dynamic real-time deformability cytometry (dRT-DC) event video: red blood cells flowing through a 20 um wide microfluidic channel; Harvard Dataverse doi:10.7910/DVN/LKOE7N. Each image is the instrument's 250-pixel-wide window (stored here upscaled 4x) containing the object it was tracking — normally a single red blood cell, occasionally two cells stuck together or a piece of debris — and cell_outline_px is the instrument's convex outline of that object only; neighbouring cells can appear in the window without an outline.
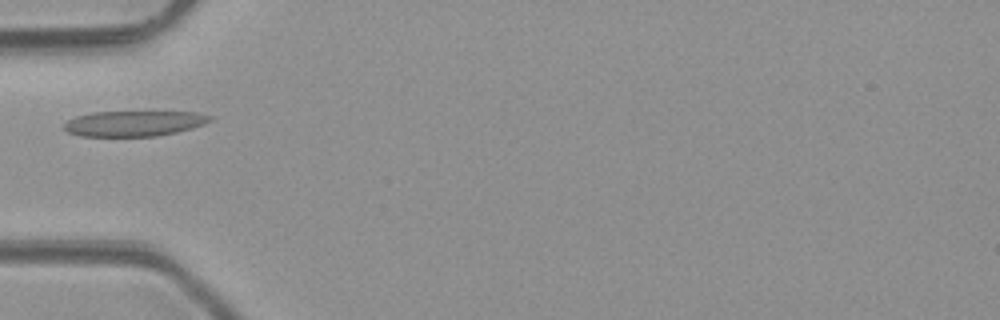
{"species": "common noctule bat (a hibernating species)", "species_latin": "Nyctalus noctula", "temperature_condition": "room temperature", "stored_images_in_passage": 2, "camera_frame_rate_fps": 3000, "um_per_image_px": 0.085, "animal": {"sex": "male", "body_mass_g": 23.1, "forearm_length_mm": 52.7}, "frame": {"image": 1, "passage_image": 1, "time_ms": 0.0, "image_size_px": [1000, 320], "cell_outline_px": [[212, 120], [204, 124], [192, 128], [176, 132], [156, 136], [80, 136], [68, 132], [64, 128], [64, 124], [68, 120], [76, 116], [92, 112], [200, 112], [212, 116]], "centroid_in_image_um": [11.41, 10.49], "position_along_channel_um": 73.6, "area_um2": 21.62}}
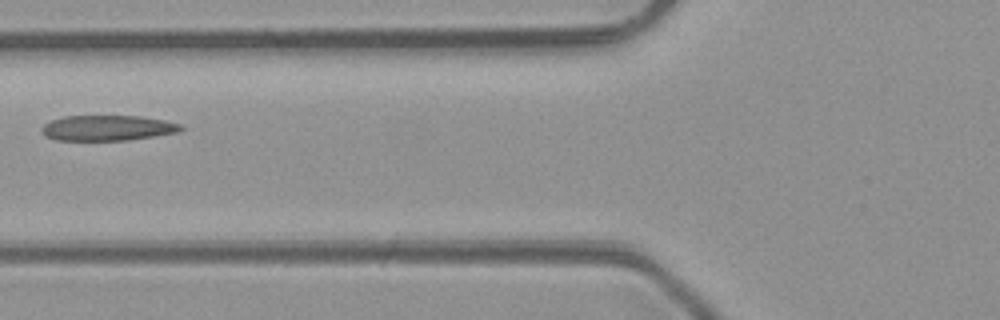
{"frame": {"image": 2, "passage_image": 2, "time_ms": 1.0, "image_size_px": [1000, 320], "cell_outline_px": [[184, 128], [176, 132], [128, 140], [56, 140], [44, 136], [40, 132], [40, 128], [44, 124], [52, 120], [64, 116], [140, 116], [164, 120], [184, 124]], "centroid_in_image_um": [9.11, 10.87], "position_along_channel_um": 116.7, "area_um2": 20.63}}